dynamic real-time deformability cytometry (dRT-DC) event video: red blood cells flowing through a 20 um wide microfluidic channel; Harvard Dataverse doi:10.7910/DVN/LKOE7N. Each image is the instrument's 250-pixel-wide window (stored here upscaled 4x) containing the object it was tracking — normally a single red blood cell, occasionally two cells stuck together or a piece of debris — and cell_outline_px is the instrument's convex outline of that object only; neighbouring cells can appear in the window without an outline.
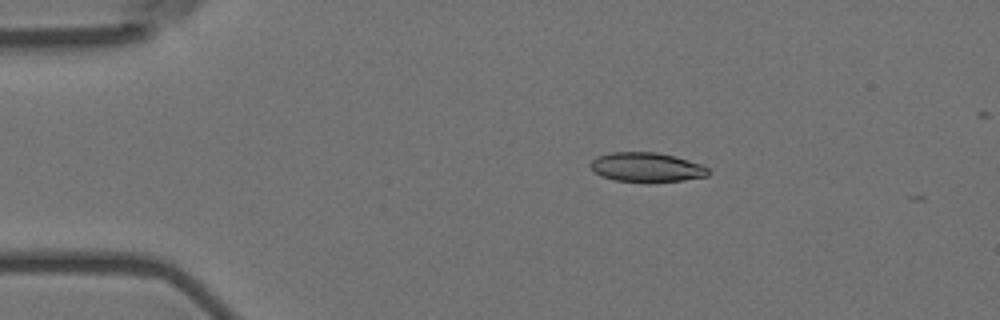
{"species": "Egyptian fruit bat (a non-hibernating species)", "species_latin": "Rousettus aegyptiacus", "temperature_condition": "room temperature", "stored_images_in_passage": 5, "camera_frame_rate_fps": 3000, "um_per_image_px": 0.085, "animal": {"sex": "female"}, "frame": {"image": 1, "passage_image": 2, "time_ms": 0.333, "image_size_px": [1000, 320], "cell_outline_px": [[712, 172], [708, 176], [684, 180], [648, 184], [616, 180], [604, 176], [596, 172], [588, 164], [596, 156], [612, 152], [656, 152], [688, 160], [700, 164], [708, 168]], "centroid_in_image_um": [54.99, 14.24], "position_along_channel_um": 30.0, "area_um2": 20.52}}